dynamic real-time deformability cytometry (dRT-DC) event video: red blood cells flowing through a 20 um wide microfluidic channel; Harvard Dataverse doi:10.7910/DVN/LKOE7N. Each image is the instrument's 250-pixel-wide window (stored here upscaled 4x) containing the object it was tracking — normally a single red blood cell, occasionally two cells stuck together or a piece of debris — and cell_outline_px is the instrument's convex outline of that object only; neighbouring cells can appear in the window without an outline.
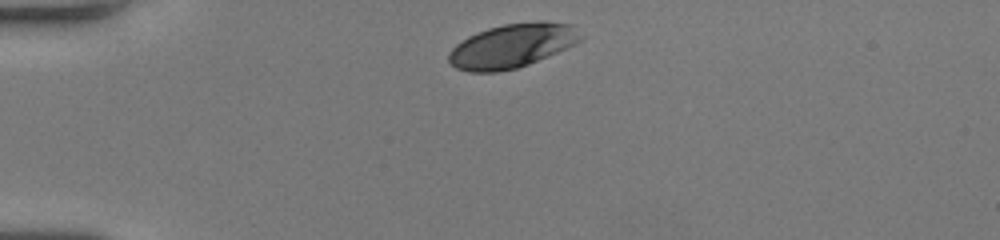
{"species": "human", "species_latin": "Homo sapiens", "temperature_condition": "room temperature", "stored_images_in_passage": 32, "camera_frame_rate_fps": 3000, "um_per_image_px": 0.085, "donor": {"sex": "female"}, "frame": {"image": 1, "passage_image": 1, "time_ms": 0.0, "image_size_px": [1000, 240], "cell_outline_px": [[584, 36], [576, 44], [528, 64], [516, 68], [496, 72], [468, 72], [456, 68], [448, 60], [448, 52], [456, 44], [468, 36], [488, 28], [504, 24], [536, 20], [544, 20], [572, 24]], "centroid_in_image_um": [43.55, 3.87], "position_along_channel_um": 41.5, "area_um2": 34.04}}
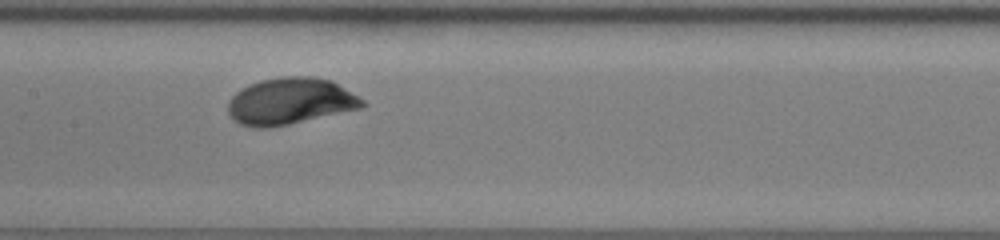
{"frame": {"image": 2, "passage_image": 15, "time_ms": 4.667, "image_size_px": [1000, 240], "cell_outline_px": [[368, 104], [360, 108], [288, 124], [268, 128], [252, 128], [240, 124], [232, 120], [228, 112], [228, 100], [240, 88], [248, 84], [260, 80], [280, 76], [312, 76], [332, 80], [364, 100]], "centroid_in_image_um": [24.62, 8.59], "position_along_channel_um": 182.8, "area_um2": 36.7}}
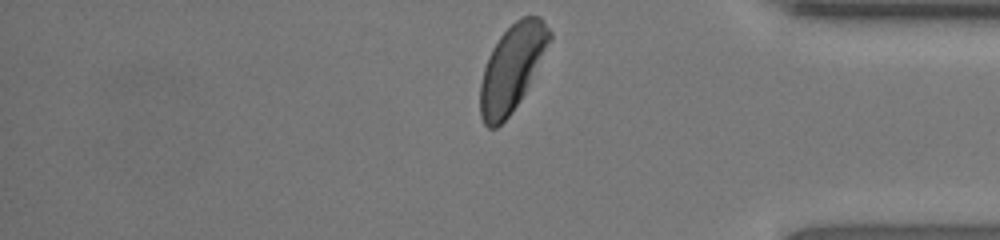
{"frame": {"image": 3, "passage_image": 32, "time_ms": 10.333, "image_size_px": [1000, 240], "cell_outline_px": [[552, 40], [520, 100], [512, 112], [496, 128], [488, 128], [484, 124], [480, 116], [480, 84], [484, 68], [488, 56], [492, 48], [500, 36], [520, 16], [540, 16], [544, 20], [552, 32]], "centroid_in_image_um": [43.52, 5.75], "position_along_channel_um": 391.7, "area_um2": 34.68}, "authors_computed_cell_mechanics": {"area_um2": 34.9401, "velocity_mm_per_s": 3.9603, "shape_relaxation_time_tau1_ms": 2.3151, "shape_relaxation_time_tau2_ms": null, "deformation_change_tau1": 0.1456, "deformation_change_tau2": null}}